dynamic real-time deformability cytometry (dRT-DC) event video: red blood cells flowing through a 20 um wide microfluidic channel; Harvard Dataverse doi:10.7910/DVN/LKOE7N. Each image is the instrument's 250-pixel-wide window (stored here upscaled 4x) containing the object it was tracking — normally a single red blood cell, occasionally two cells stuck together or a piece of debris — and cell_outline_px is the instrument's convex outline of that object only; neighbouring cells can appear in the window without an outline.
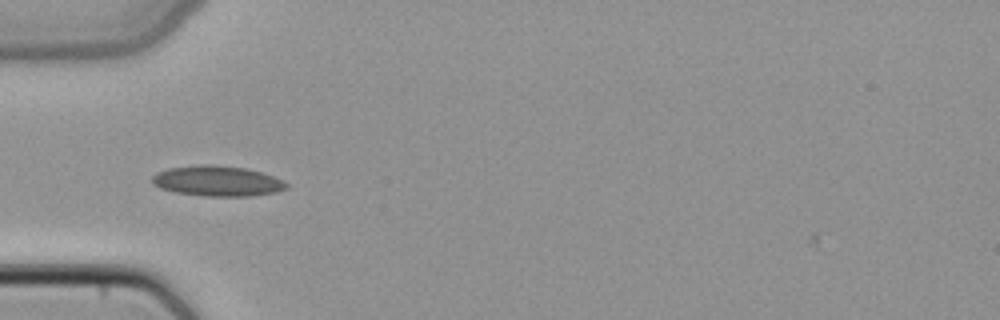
{"species": "common noctule bat (a hibernating species)", "species_latin": "Nyctalus noctula", "temperature_condition": "cold", "stored_images_in_passage": 38, "camera_frame_rate_fps": 3000, "um_per_image_px": 0.085, "animal": {"sex": "female", "body_mass_g": 22.7, "forearm_length_mm": 54.2}, "frame": {"image": 1, "passage_image": 4, "time_ms": 1.0, "image_size_px": [1000, 320], "cell_outline_px": [[288, 188], [276, 192], [252, 196], [208, 196], [176, 192], [160, 188], [152, 184], [152, 176], [156, 172], [168, 168], [196, 164], [212, 164], [244, 168], [260, 172], [284, 180], [288, 184]], "centroid_in_image_um": [18.46, 15.38], "position_along_channel_um": 66.5, "area_um2": 23.87}}
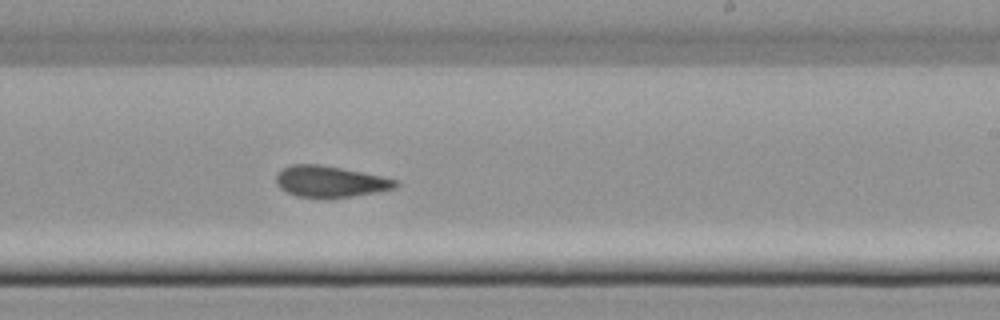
{"frame": {"image": 2, "passage_image": 18, "time_ms": 5.667, "image_size_px": [1000, 320], "cell_outline_px": [[400, 184], [396, 188], [376, 192], [328, 200], [296, 196], [280, 188], [276, 184], [276, 176], [284, 168], [292, 164], [320, 164], [380, 176], [396, 180]], "centroid_in_image_um": [28.05, 15.46], "position_along_channel_um": 261.0, "area_um2": 21.91}}
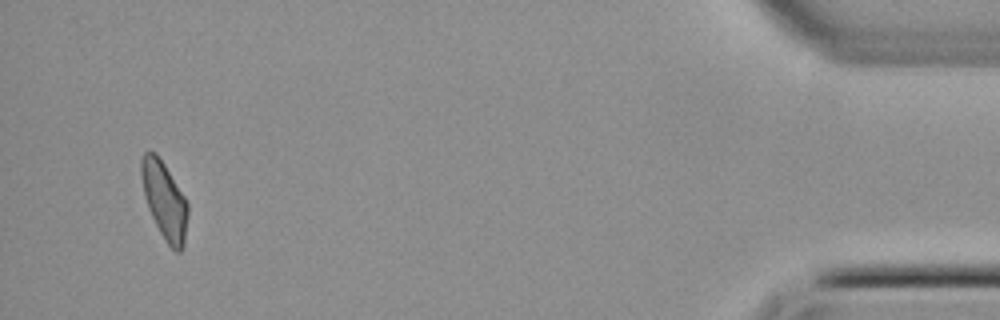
{"frame": {"image": 3, "passage_image": 35, "time_ms": 11.333, "image_size_px": [1000, 320], "cell_outline_px": [[188, 212], [184, 244], [180, 252], [176, 252], [168, 244], [160, 232], [148, 208], [144, 196], [140, 176], [140, 160], [144, 152], [156, 152], [164, 164], [184, 196], [188, 204]], "centroid_in_image_um": [13.96, 17.01], "position_along_channel_um": 421.2, "area_um2": 20.81}}